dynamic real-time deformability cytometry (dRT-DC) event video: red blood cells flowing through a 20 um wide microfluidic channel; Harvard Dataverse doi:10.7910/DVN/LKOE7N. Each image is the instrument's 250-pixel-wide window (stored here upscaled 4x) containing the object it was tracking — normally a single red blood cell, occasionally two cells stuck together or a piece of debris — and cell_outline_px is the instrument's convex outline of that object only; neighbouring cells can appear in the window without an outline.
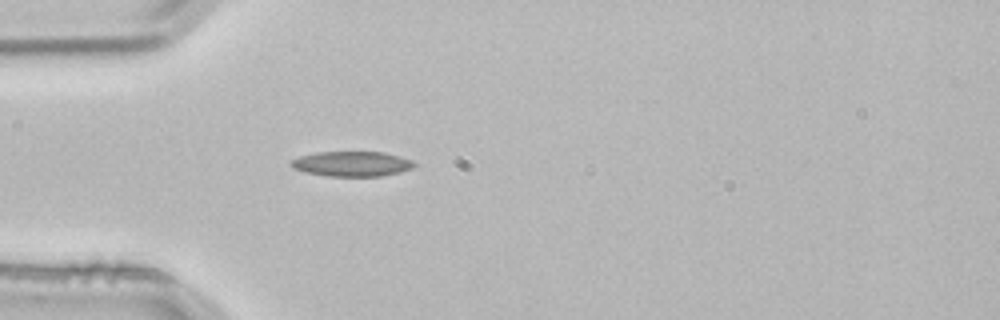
{"species": "common noctule bat (a hibernating species)", "species_latin": "Nyctalus noctula", "temperature_condition": "room temperature", "stored_images_in_passage": 1, "camera_frame_rate_fps": 3000, "um_per_image_px": 0.085, "animal": {"sex": "male", "body_mass_g": 21.5, "forearm_length_mm": 52.0}, "frame": {"image": 1, "passage_image": 1, "time_ms": 0.0, "image_size_px": [1000, 320], "cell_outline_px": [[416, 164], [412, 168], [400, 172], [380, 176], [328, 176], [304, 172], [292, 168], [288, 164], [292, 160], [300, 156], [316, 152], [384, 152], [412, 160]], "centroid_in_image_um": [29.88, 13.93], "position_along_channel_um": 55.1, "area_um2": 17.98}}